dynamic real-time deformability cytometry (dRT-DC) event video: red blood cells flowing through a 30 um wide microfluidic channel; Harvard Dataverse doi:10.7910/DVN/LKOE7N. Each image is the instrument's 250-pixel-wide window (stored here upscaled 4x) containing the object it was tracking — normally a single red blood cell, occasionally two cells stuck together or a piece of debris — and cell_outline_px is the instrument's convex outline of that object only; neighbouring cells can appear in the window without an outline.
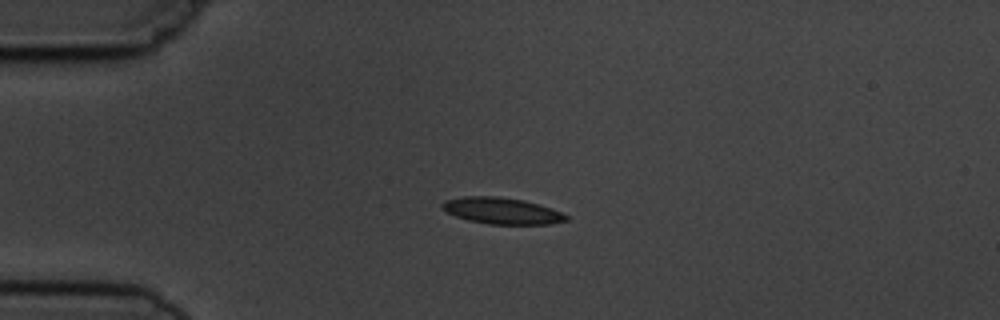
{"species": "common noctule bat (a hibernating species)", "species_latin": "Nyctalus noctula", "temperature_condition": "cold", "stored_images_in_passage": 4, "camera_frame_rate_fps": 3000, "um_per_image_px": 0.085, "animal": {"sex": "male", "body_mass_g": 19.5, "forearm_length_mm": 54.6}, "frame": {"image": 1, "passage_image": 3, "time_ms": 2.333, "image_size_px": [1000, 320], "cell_outline_px": [[568, 220], [548, 224], [488, 224], [468, 220], [456, 216], [440, 208], [440, 204], [444, 200], [464, 196], [496, 196], [524, 200], [552, 208], [568, 216]], "centroid_in_image_um": [42.62, 17.91], "position_along_channel_um": 42.4, "area_um2": 19.07}}